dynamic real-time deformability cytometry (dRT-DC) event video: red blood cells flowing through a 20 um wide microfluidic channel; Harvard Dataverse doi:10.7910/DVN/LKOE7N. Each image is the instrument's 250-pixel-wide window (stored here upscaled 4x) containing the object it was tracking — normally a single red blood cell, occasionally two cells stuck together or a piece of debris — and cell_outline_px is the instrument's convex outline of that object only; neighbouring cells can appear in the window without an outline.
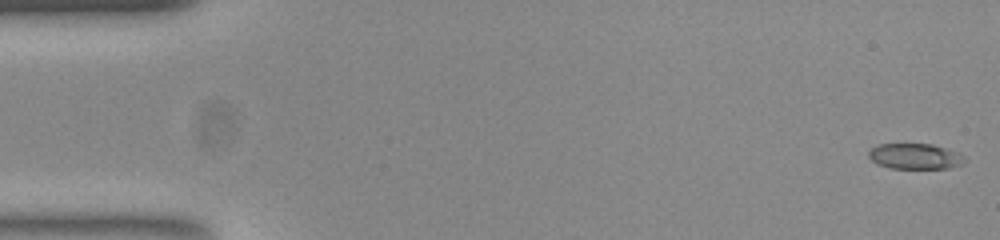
{"species": "common noctule bat (a hibernating species)", "species_latin": "Nyctalus noctula", "temperature_condition": "room temperature", "stored_images_in_passage": 54, "camera_frame_rate_fps": 3000, "um_per_image_px": 0.085, "animal": {"sex": "female", "body_mass_g": 23.0, "forearm_length_mm": 53.4}, "frame": {"image": 1, "passage_image": 1, "time_ms": 0.0, "image_size_px": [1000, 240], "cell_outline_px": [[964, 160], [960, 164], [948, 168], [892, 168], [876, 164], [868, 156], [868, 152], [872, 148], [880, 144], [932, 144], [956, 152], [964, 156]], "centroid_in_image_um": [77.73, 13.28], "position_along_channel_um": 7.3, "area_um2": 14.05}}
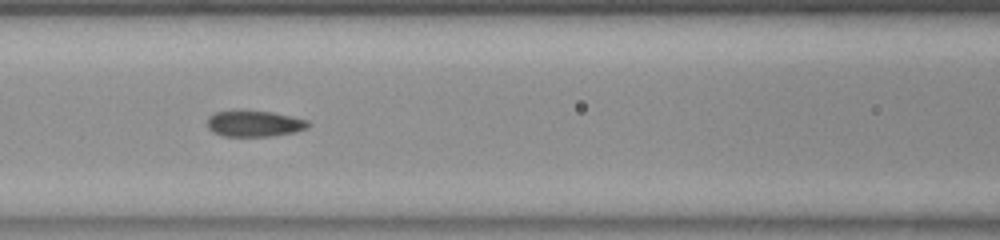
{"frame": {"image": 2, "passage_image": 23, "time_ms": 7.333, "image_size_px": [1000, 240], "cell_outline_px": [[312, 124], [308, 128], [296, 132], [272, 136], [224, 136], [212, 132], [208, 128], [208, 116], [216, 112], [272, 112], [292, 116], [308, 120]], "centroid_in_image_um": [21.68, 10.53], "position_along_channel_um": 144.9, "area_um2": 15.14}}
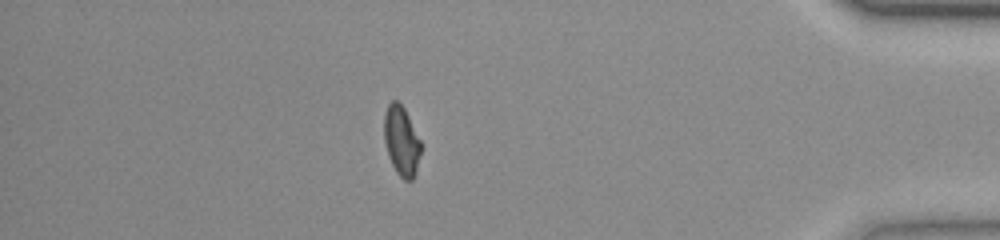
{"frame": {"image": 3, "passage_image": 47, "time_ms": 15.333, "image_size_px": [1000, 240], "cell_outline_px": [[420, 152], [416, 172], [412, 180], [404, 180], [396, 172], [388, 156], [384, 140], [384, 112], [388, 104], [392, 100], [396, 100], [404, 108], [420, 140]], "centroid_in_image_um": [34.1, 11.97], "position_along_channel_um": 401.1, "area_um2": 14.8}, "authors_computed_cell_mechanics": {"area_um2": 15.2881, "velocity_mm_per_s": 3.7635, "shape_relaxation_time_tau1_ms": 7.4521, "shape_relaxation_time_tau2_ms": 0.8571, "deformation_change_tau1": 0.1848, "deformation_change_tau2": 0.0401}}